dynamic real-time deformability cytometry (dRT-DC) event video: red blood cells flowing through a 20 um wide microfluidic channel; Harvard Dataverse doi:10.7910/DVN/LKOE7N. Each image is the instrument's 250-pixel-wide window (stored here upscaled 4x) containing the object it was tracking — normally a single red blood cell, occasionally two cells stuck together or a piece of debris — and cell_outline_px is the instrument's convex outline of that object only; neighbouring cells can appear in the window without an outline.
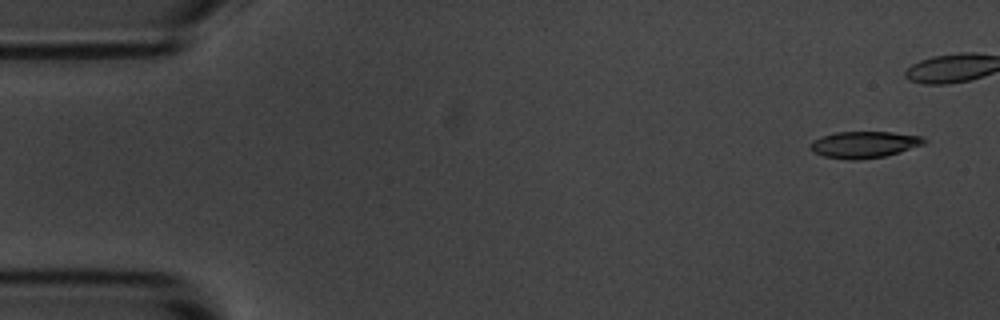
{"species": "common noctule bat (a hibernating species)", "species_latin": "Nyctalus noctula", "temperature_condition": "room temperature", "stored_images_in_passage": 6, "camera_frame_rate_fps": 3000, "um_per_image_px": 0.085, "animal": {"sex": "male", "body_mass_g": 20.1, "forearm_length_mm": 53.5}, "frame": {"image": 1, "passage_image": 1, "time_ms": 0.0, "image_size_px": [1000, 320], "cell_outline_px": [[928, 140], [924, 144], [900, 152], [884, 156], [856, 160], [852, 160], [824, 156], [812, 152], [808, 148], [812, 140], [820, 136], [836, 132], [892, 132], [920, 136]], "centroid_in_image_um": [73.42, 12.28], "position_along_channel_um": 11.6, "area_um2": 17.69}}